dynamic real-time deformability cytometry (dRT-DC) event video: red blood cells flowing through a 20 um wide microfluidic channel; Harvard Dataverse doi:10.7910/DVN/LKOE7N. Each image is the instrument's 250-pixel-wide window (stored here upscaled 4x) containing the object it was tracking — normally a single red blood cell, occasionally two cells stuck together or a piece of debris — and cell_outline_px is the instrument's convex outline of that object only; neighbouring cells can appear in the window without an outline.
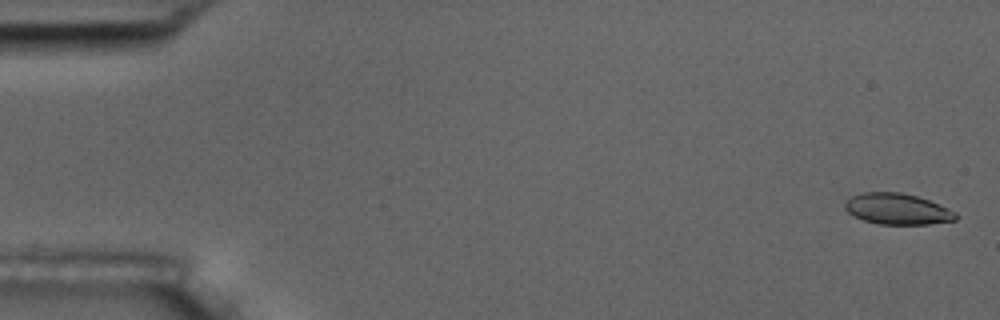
{"species": "common noctule bat (a hibernating species)", "species_latin": "Nyctalus noctula", "temperature_condition": "room temperature", "stored_images_in_passage": 15, "camera_frame_rate_fps": 3000, "um_per_image_px": 0.085, "animal": {"sex": "male", "body_mass_g": 17.5, "forearm_length_mm": 52.3}, "frame": {"image": 1, "passage_image": 1, "time_ms": 0.0, "image_size_px": [1000, 320], "cell_outline_px": [[960, 216], [956, 220], [928, 224], [880, 224], [864, 220], [848, 212], [844, 208], [844, 204], [852, 196], [864, 192], [900, 192], [916, 196], [928, 200], [948, 208], [956, 212]], "centroid_in_image_um": [76.3, 17.76], "position_along_channel_um": 8.7, "area_um2": 19.88}}
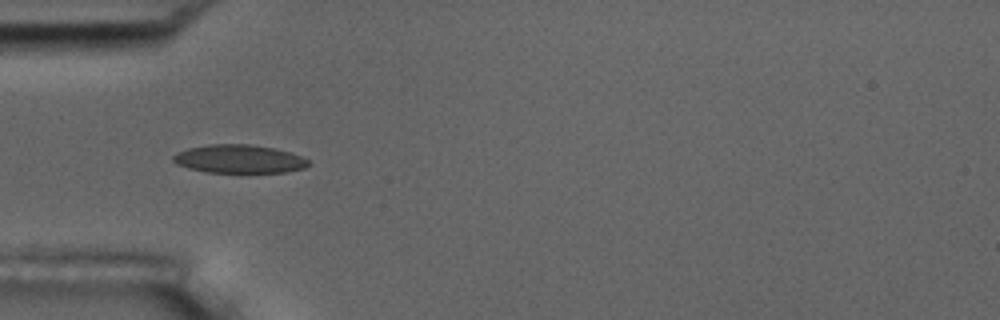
{"frame": {"image": 2, "passage_image": 5, "time_ms": 5.333, "image_size_px": [1000, 320], "cell_outline_px": [[308, 164], [304, 168], [284, 172], [208, 172], [188, 168], [176, 164], [172, 160], [172, 156], [176, 152], [188, 148], [208, 144], [252, 144], [276, 148], [292, 152], [308, 160]], "centroid_in_image_um": [20.29, 13.5], "position_along_channel_um": 64.7, "area_um2": 22.43}}
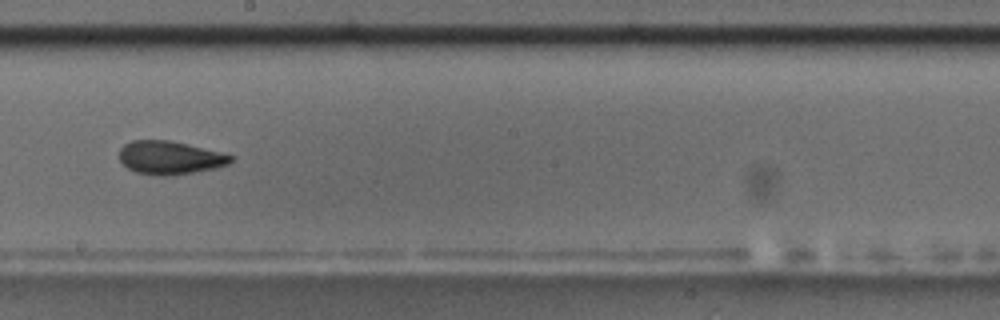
{"frame": {"image": 3, "passage_image": 9, "time_ms": 10.0, "image_size_px": [1000, 320], "cell_outline_px": [[232, 160], [228, 164], [216, 168], [168, 176], [160, 176], [136, 172], [128, 168], [120, 160], [120, 148], [124, 144], [132, 140], [168, 140], [220, 152], [232, 156]], "centroid_in_image_um": [14.41, 13.4], "position_along_channel_um": 233.8, "area_um2": 21.33}, "authors_computed_cell_mechanics": {"area_um2": 21.3282, "velocity_mm_per_s": 3.6444, "shape_relaxation_time_tau1_ms": 3.2335, "shape_relaxation_time_tau2_ms": 1.4473, "deformation_change_tau1": 0.1047, "deformation_change_tau2": 0.0606}}